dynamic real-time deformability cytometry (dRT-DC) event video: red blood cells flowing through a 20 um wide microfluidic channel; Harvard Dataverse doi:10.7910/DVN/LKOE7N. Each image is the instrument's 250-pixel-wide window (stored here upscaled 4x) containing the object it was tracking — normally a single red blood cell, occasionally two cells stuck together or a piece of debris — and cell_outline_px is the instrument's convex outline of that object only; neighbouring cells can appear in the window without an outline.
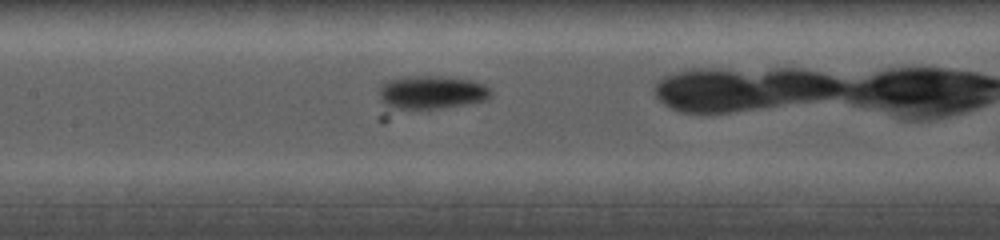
{"species": "common noctule bat (a hibernating species)", "species_latin": "Nyctalus noctula", "temperature_condition": "cold", "stored_images_in_passage": 28, "camera_frame_rate_fps": 5000, "um_per_image_px": 0.085, "animal": {"sex": "female", "body_mass_g": 19.0, "forearm_length_mm": 56.7}, "frame": {"image": 1, "passage_image": 9, "time_ms": 3.8, "image_size_px": [1000, 240], "cell_outline_px": [[492, 96], [488, 100], [384, 124], [380, 124], [380, 88], [384, 80], [404, 76], [440, 76], [472, 80], [484, 84], [492, 88]], "centroid_in_image_um": [36.32, 8.16], "position_along_channel_um": 171.1, "area_um2": 26.99}}
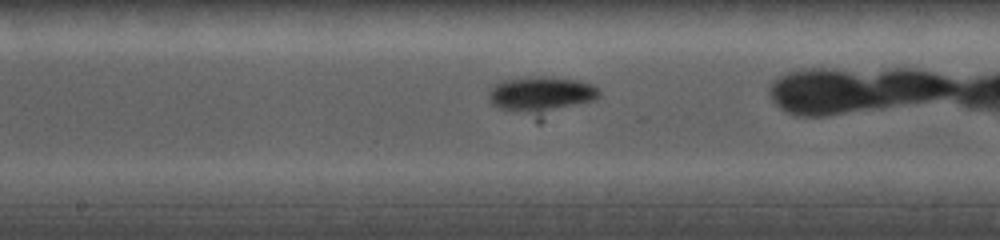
{"frame": {"image": 2, "passage_image": 11, "time_ms": 4.6, "image_size_px": [1000, 240], "cell_outline_px": [[600, 96], [596, 100], [540, 124], [536, 124], [500, 108], [492, 104], [488, 96], [488, 92], [496, 84], [504, 80], [536, 76], [540, 76], [576, 80], [592, 84], [600, 88]], "centroid_in_image_um": [46.07, 8.24], "position_along_channel_um": 202.1, "area_um2": 26.13}}